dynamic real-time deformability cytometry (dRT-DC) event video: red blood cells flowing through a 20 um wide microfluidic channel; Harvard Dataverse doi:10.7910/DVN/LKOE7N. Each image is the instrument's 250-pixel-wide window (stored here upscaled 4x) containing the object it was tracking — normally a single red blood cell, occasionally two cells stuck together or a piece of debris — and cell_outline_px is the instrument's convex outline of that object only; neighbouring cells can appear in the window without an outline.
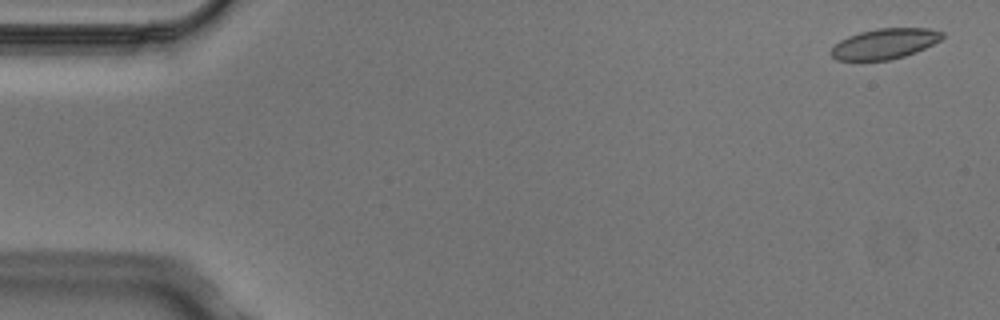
{"species": "Egyptian fruit bat (a non-hibernating species)", "species_latin": "Rousettus aegyptiacus", "temperature_condition": "cold", "stored_images_in_passage": 4, "camera_frame_rate_fps": 3000, "um_per_image_px": 0.085, "animal": {"sex": "male"}, "frame": {"image": 1, "passage_image": 1, "time_ms": 0.0, "image_size_px": [1000, 320], "cell_outline_px": [[944, 36], [940, 40], [916, 52], [904, 56], [888, 60], [836, 60], [832, 56], [832, 48], [840, 40], [848, 36], [860, 32], [876, 28], [928, 28], [944, 32]], "centroid_in_image_um": [75.21, 3.71], "position_along_channel_um": 9.8, "area_um2": 19.54}}
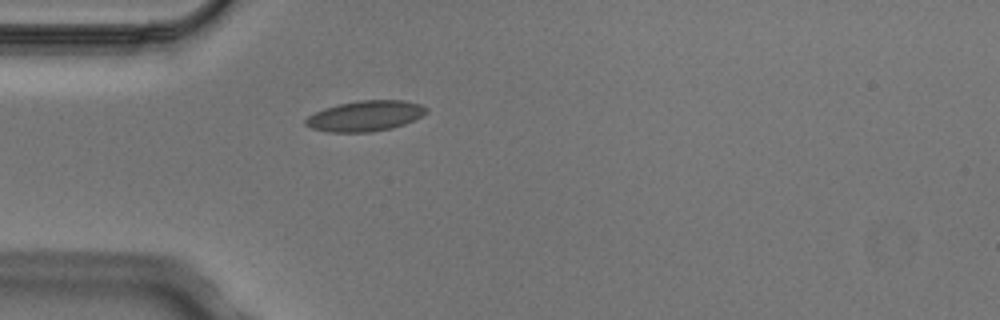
{"frame": {"image": 2, "passage_image": 4, "time_ms": 1.0, "image_size_px": [1000, 320], "cell_outline_px": [[428, 112], [404, 124], [392, 128], [368, 132], [328, 132], [312, 128], [304, 124], [304, 120], [308, 116], [324, 108], [340, 104], [360, 100], [404, 100], [420, 104], [428, 108]], "centroid_in_image_um": [31.04, 9.85], "position_along_channel_um": 54.0, "area_um2": 21.33}}